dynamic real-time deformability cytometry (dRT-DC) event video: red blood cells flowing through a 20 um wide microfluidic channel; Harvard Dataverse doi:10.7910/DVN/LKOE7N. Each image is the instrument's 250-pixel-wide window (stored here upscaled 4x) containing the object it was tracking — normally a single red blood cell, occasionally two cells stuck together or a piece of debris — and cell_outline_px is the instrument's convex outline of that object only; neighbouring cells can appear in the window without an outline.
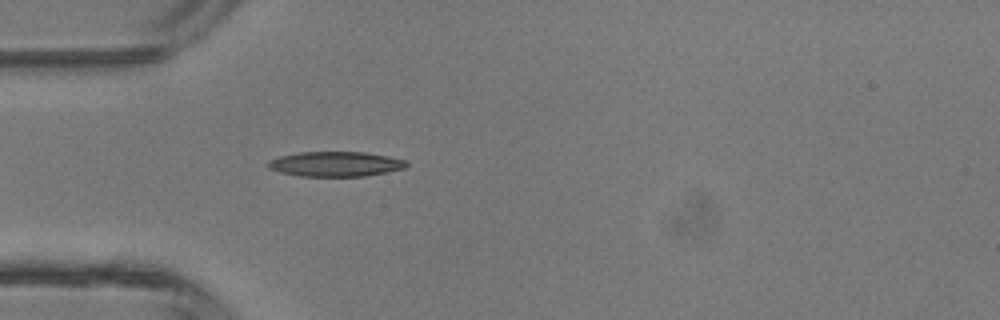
{"species": "common noctule bat (a hibernating species)", "species_latin": "Nyctalus noctula", "temperature_condition": "room temperature", "stored_images_in_passage": 1, "camera_frame_rate_fps": 3000, "um_per_image_px": 0.085, "animal": {"sex": "male", "body_mass_g": 13.3}, "frame": {"image": 1, "passage_image": 1, "time_ms": 0.0, "image_size_px": [1000, 320], "cell_outline_px": [[408, 164], [404, 168], [364, 176], [300, 176], [280, 172], [268, 168], [268, 160], [280, 156], [300, 152], [364, 152], [388, 156], [404, 160]], "centroid_in_image_um": [28.48, 13.94], "position_along_channel_um": 56.5, "area_um2": 19.88}}